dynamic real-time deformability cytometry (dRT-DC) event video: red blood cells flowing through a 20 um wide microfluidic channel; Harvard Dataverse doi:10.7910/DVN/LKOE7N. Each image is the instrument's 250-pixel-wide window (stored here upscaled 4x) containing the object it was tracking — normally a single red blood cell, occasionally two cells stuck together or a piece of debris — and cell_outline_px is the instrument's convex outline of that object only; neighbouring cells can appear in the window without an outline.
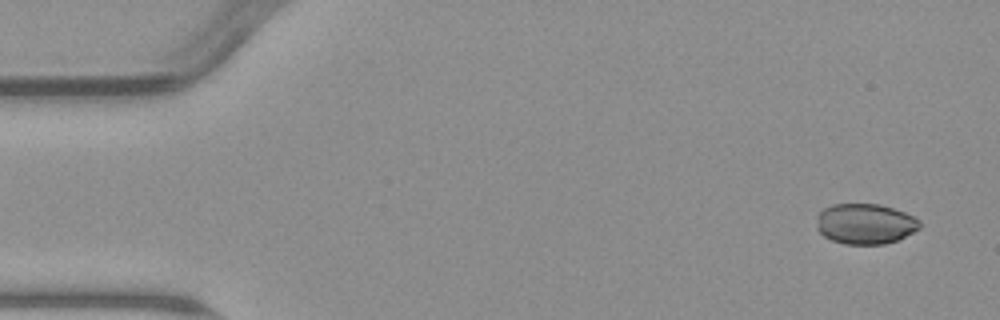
{"species": "common noctule bat (a hibernating species)", "species_latin": "Nyctalus noctula", "temperature_condition": "warm", "stored_images_in_passage": 4, "camera_frame_rate_fps": 3000, "um_per_image_px": 0.085, "animal": {"sex": "male", "body_mass_g": 23.1, "forearm_length_mm": 52.7}, "frame": {"image": 1, "passage_image": 1, "time_ms": 0.0, "image_size_px": [1000, 320], "cell_outline_px": [[920, 228], [900, 240], [884, 244], [844, 244], [832, 240], [824, 236], [816, 228], [816, 216], [824, 208], [832, 204], [880, 204], [904, 212], [920, 220]], "centroid_in_image_um": [73.53, 19.03], "position_along_channel_um": 11.5, "area_um2": 24.51}}